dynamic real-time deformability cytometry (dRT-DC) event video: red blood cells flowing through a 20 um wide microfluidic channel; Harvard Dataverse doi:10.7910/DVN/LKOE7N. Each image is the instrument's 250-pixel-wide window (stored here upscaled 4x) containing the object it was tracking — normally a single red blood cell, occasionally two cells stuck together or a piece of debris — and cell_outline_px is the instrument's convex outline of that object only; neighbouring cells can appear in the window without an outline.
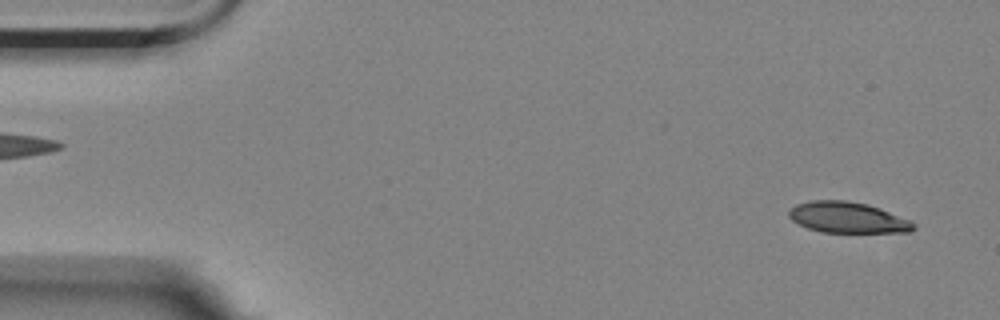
{"species": "Egyptian fruit bat (a non-hibernating species)", "species_latin": "Rousettus aegyptiacus", "temperature_condition": "room temperature", "stored_images_in_passage": 15, "camera_frame_rate_fps": 3000, "um_per_image_px": 0.085, "animal": {"sex": "female"}, "frame": {"image": 1, "passage_image": 3, "time_ms": 0.667, "image_size_px": [1000, 320], "cell_outline_px": [[916, 228], [908, 232], [824, 232], [808, 228], [792, 220], [788, 216], [788, 212], [796, 204], [812, 200], [844, 200], [864, 204], [888, 212], [908, 220], [916, 224]], "centroid_in_image_um": [72.01, 18.49], "position_along_channel_um": 13.0, "area_um2": 21.96}}
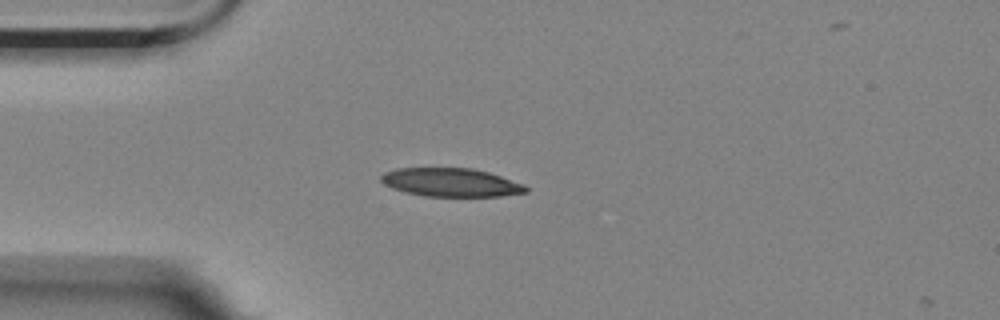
{"frame": {"image": 2, "passage_image": 14, "time_ms": 4.333, "image_size_px": [1000, 320], "cell_outline_px": [[528, 192], [500, 196], [424, 196], [392, 188], [384, 184], [380, 180], [380, 176], [384, 172], [396, 168], [472, 168], [488, 172], [524, 184], [528, 188]], "centroid_in_image_um": [38.32, 15.5], "position_along_channel_um": 46.7, "area_um2": 23.93}}